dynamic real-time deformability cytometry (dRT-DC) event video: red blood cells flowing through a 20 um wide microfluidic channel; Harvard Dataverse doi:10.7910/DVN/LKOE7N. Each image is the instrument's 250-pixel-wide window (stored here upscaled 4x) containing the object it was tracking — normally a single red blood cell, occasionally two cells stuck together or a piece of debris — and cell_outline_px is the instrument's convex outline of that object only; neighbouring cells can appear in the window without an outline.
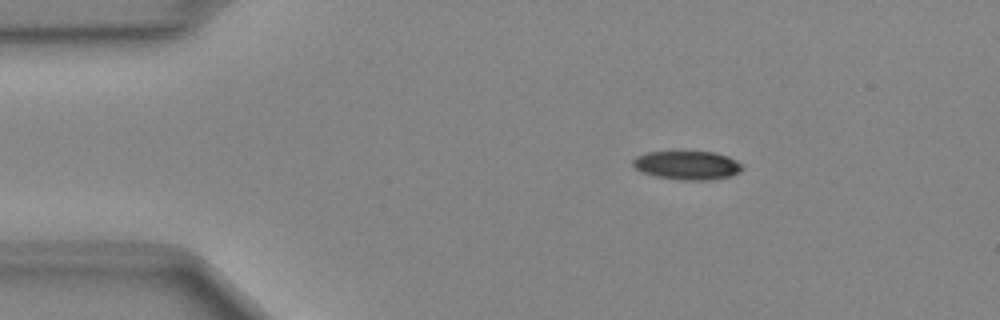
{"species": "Egyptian fruit bat (a non-hibernating species)", "species_latin": "Rousettus aegyptiacus", "temperature_condition": "cold", "stored_images_in_passage": 11, "camera_frame_rate_fps": 3000, "um_per_image_px": 0.085, "animal": {"sex": "female"}, "frame": {"image": 1, "passage_image": 1, "time_ms": 0.0, "image_size_px": [1000, 320], "cell_outline_px": [[744, 168], [740, 172], [732, 176], [708, 180], [680, 180], [656, 176], [644, 172], [636, 168], [632, 164], [632, 160], [636, 156], [648, 152], [712, 152], [728, 156], [744, 164]], "centroid_in_image_um": [58.47, 14.05], "position_along_channel_um": 26.5, "area_um2": 18.32}}
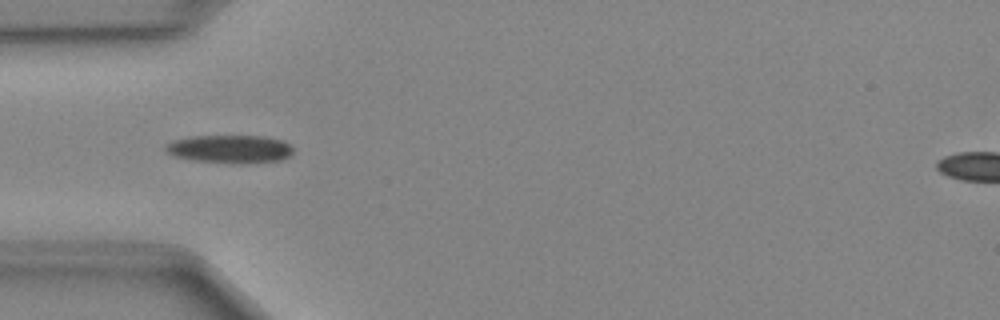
{"frame": {"image": 2, "passage_image": 8, "time_ms": 2.333, "image_size_px": [1000, 320], "cell_outline_px": [[292, 152], [288, 156], [280, 160], [240, 164], [192, 160], [176, 156], [164, 152], [164, 148], [172, 140], [192, 136], [264, 136], [280, 140], [288, 144], [292, 148]], "centroid_in_image_um": [19.5, 12.67], "position_along_channel_um": 65.5, "area_um2": 20.81}}
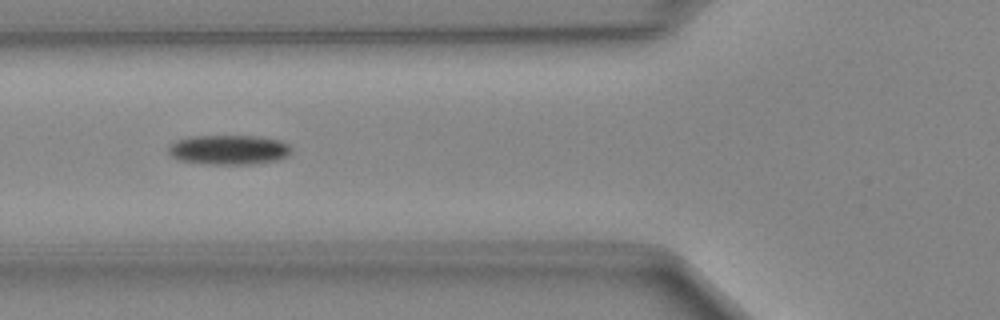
{"frame": {"image": 3, "passage_image": 11, "time_ms": 3.333, "image_size_px": [1000, 320], "cell_outline_px": [[292, 148], [288, 156], [276, 160], [252, 164], [208, 164], [176, 160], [168, 152], [168, 144], [176, 140], [188, 136], [260, 136], [280, 140], [288, 144]], "centroid_in_image_um": [19.42, 12.72], "position_along_channel_um": 106.4, "area_um2": 21.5}}